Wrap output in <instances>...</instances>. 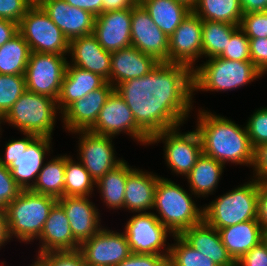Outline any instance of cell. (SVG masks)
Here are the masks:
<instances>
[{"label": "cell", "instance_id": "1", "mask_svg": "<svg viewBox=\"0 0 267 266\" xmlns=\"http://www.w3.org/2000/svg\"><path fill=\"white\" fill-rule=\"evenodd\" d=\"M133 113L137 126L151 139L164 130L183 126L193 109V70L159 62L147 75L115 87Z\"/></svg>", "mask_w": 267, "mask_h": 266}, {"label": "cell", "instance_id": "2", "mask_svg": "<svg viewBox=\"0 0 267 266\" xmlns=\"http://www.w3.org/2000/svg\"><path fill=\"white\" fill-rule=\"evenodd\" d=\"M199 109L195 128L202 141L203 154L214 158L224 166L226 163H233L250 168L254 148L246 126H239L231 119L204 108Z\"/></svg>", "mask_w": 267, "mask_h": 266}, {"label": "cell", "instance_id": "3", "mask_svg": "<svg viewBox=\"0 0 267 266\" xmlns=\"http://www.w3.org/2000/svg\"><path fill=\"white\" fill-rule=\"evenodd\" d=\"M189 192L168 178L157 181L153 210L158 215L154 214L173 235H180L203 220V206L198 208L192 199L196 196Z\"/></svg>", "mask_w": 267, "mask_h": 266}, {"label": "cell", "instance_id": "4", "mask_svg": "<svg viewBox=\"0 0 267 266\" xmlns=\"http://www.w3.org/2000/svg\"><path fill=\"white\" fill-rule=\"evenodd\" d=\"M56 202L52 196L22 190L5 210L11 240L26 244L37 240Z\"/></svg>", "mask_w": 267, "mask_h": 266}, {"label": "cell", "instance_id": "5", "mask_svg": "<svg viewBox=\"0 0 267 266\" xmlns=\"http://www.w3.org/2000/svg\"><path fill=\"white\" fill-rule=\"evenodd\" d=\"M259 183L251 178L243 185L220 195L203 207V220L217 230L257 220Z\"/></svg>", "mask_w": 267, "mask_h": 266}, {"label": "cell", "instance_id": "6", "mask_svg": "<svg viewBox=\"0 0 267 266\" xmlns=\"http://www.w3.org/2000/svg\"><path fill=\"white\" fill-rule=\"evenodd\" d=\"M52 139L24 133L23 138L6 142L5 155H0V163L8 167L22 190H30L35 184L46 155H50Z\"/></svg>", "mask_w": 267, "mask_h": 266}, {"label": "cell", "instance_id": "7", "mask_svg": "<svg viewBox=\"0 0 267 266\" xmlns=\"http://www.w3.org/2000/svg\"><path fill=\"white\" fill-rule=\"evenodd\" d=\"M260 77L263 73L251 61L208 58L193 70L194 91H232Z\"/></svg>", "mask_w": 267, "mask_h": 266}, {"label": "cell", "instance_id": "8", "mask_svg": "<svg viewBox=\"0 0 267 266\" xmlns=\"http://www.w3.org/2000/svg\"><path fill=\"white\" fill-rule=\"evenodd\" d=\"M61 115L57 101L26 90L2 118L0 124L13 125L21 133L52 138L56 119Z\"/></svg>", "mask_w": 267, "mask_h": 266}, {"label": "cell", "instance_id": "9", "mask_svg": "<svg viewBox=\"0 0 267 266\" xmlns=\"http://www.w3.org/2000/svg\"><path fill=\"white\" fill-rule=\"evenodd\" d=\"M18 32L31 52L67 55L69 40L41 6H31L18 24Z\"/></svg>", "mask_w": 267, "mask_h": 266}, {"label": "cell", "instance_id": "10", "mask_svg": "<svg viewBox=\"0 0 267 266\" xmlns=\"http://www.w3.org/2000/svg\"><path fill=\"white\" fill-rule=\"evenodd\" d=\"M179 130L180 126L155 134L149 145L162 141L165 164L174 174L186 177L203 153L202 141L196 129L184 133Z\"/></svg>", "mask_w": 267, "mask_h": 266}, {"label": "cell", "instance_id": "11", "mask_svg": "<svg viewBox=\"0 0 267 266\" xmlns=\"http://www.w3.org/2000/svg\"><path fill=\"white\" fill-rule=\"evenodd\" d=\"M131 253L169 255L168 235L174 236L153 212L136 213L124 229ZM165 250V251H164Z\"/></svg>", "mask_w": 267, "mask_h": 266}, {"label": "cell", "instance_id": "12", "mask_svg": "<svg viewBox=\"0 0 267 266\" xmlns=\"http://www.w3.org/2000/svg\"><path fill=\"white\" fill-rule=\"evenodd\" d=\"M65 56L31 52L24 74L26 90L57 101L68 63Z\"/></svg>", "mask_w": 267, "mask_h": 266}, {"label": "cell", "instance_id": "13", "mask_svg": "<svg viewBox=\"0 0 267 266\" xmlns=\"http://www.w3.org/2000/svg\"><path fill=\"white\" fill-rule=\"evenodd\" d=\"M89 131L114 138L124 132L141 145L149 146L150 143V138L137 126L132 111L115 90L108 97Z\"/></svg>", "mask_w": 267, "mask_h": 266}, {"label": "cell", "instance_id": "14", "mask_svg": "<svg viewBox=\"0 0 267 266\" xmlns=\"http://www.w3.org/2000/svg\"><path fill=\"white\" fill-rule=\"evenodd\" d=\"M71 133L79 135L77 159L79 158L95 182L124 161L123 158L116 157L117 152L112 143L114 137L95 134L89 130Z\"/></svg>", "mask_w": 267, "mask_h": 266}, {"label": "cell", "instance_id": "15", "mask_svg": "<svg viewBox=\"0 0 267 266\" xmlns=\"http://www.w3.org/2000/svg\"><path fill=\"white\" fill-rule=\"evenodd\" d=\"M86 266H117L130 254L124 232L102 227L92 238L80 244Z\"/></svg>", "mask_w": 267, "mask_h": 266}, {"label": "cell", "instance_id": "16", "mask_svg": "<svg viewBox=\"0 0 267 266\" xmlns=\"http://www.w3.org/2000/svg\"><path fill=\"white\" fill-rule=\"evenodd\" d=\"M131 46L158 62L169 63V36L159 29L141 4L131 8Z\"/></svg>", "mask_w": 267, "mask_h": 266}, {"label": "cell", "instance_id": "17", "mask_svg": "<svg viewBox=\"0 0 267 266\" xmlns=\"http://www.w3.org/2000/svg\"><path fill=\"white\" fill-rule=\"evenodd\" d=\"M203 20L191 11L174 33L169 36V63L182 64L195 69L202 58Z\"/></svg>", "mask_w": 267, "mask_h": 266}, {"label": "cell", "instance_id": "18", "mask_svg": "<svg viewBox=\"0 0 267 266\" xmlns=\"http://www.w3.org/2000/svg\"><path fill=\"white\" fill-rule=\"evenodd\" d=\"M114 90L115 87L106 82L102 87L70 104L59 116L62 118L65 131L71 133L79 130H89L97 121L100 110Z\"/></svg>", "mask_w": 267, "mask_h": 266}, {"label": "cell", "instance_id": "19", "mask_svg": "<svg viewBox=\"0 0 267 266\" xmlns=\"http://www.w3.org/2000/svg\"><path fill=\"white\" fill-rule=\"evenodd\" d=\"M89 197L63 196L57 199L69 220L73 237L79 244L92 238L102 228L101 213Z\"/></svg>", "mask_w": 267, "mask_h": 266}, {"label": "cell", "instance_id": "20", "mask_svg": "<svg viewBox=\"0 0 267 266\" xmlns=\"http://www.w3.org/2000/svg\"><path fill=\"white\" fill-rule=\"evenodd\" d=\"M93 35L112 53L131 46V8L102 12L95 17Z\"/></svg>", "mask_w": 267, "mask_h": 266}, {"label": "cell", "instance_id": "21", "mask_svg": "<svg viewBox=\"0 0 267 266\" xmlns=\"http://www.w3.org/2000/svg\"><path fill=\"white\" fill-rule=\"evenodd\" d=\"M40 6L69 42L93 34L95 16L90 12L70 6L65 0H45Z\"/></svg>", "mask_w": 267, "mask_h": 266}, {"label": "cell", "instance_id": "22", "mask_svg": "<svg viewBox=\"0 0 267 266\" xmlns=\"http://www.w3.org/2000/svg\"><path fill=\"white\" fill-rule=\"evenodd\" d=\"M68 55L71 65L98 74L109 82L111 53L104 50L93 34L71 40Z\"/></svg>", "mask_w": 267, "mask_h": 266}, {"label": "cell", "instance_id": "23", "mask_svg": "<svg viewBox=\"0 0 267 266\" xmlns=\"http://www.w3.org/2000/svg\"><path fill=\"white\" fill-rule=\"evenodd\" d=\"M38 239L40 245L36 255L51 251H76L80 247L73 237L64 209L58 202L51 208Z\"/></svg>", "mask_w": 267, "mask_h": 266}, {"label": "cell", "instance_id": "24", "mask_svg": "<svg viewBox=\"0 0 267 266\" xmlns=\"http://www.w3.org/2000/svg\"><path fill=\"white\" fill-rule=\"evenodd\" d=\"M179 236L218 266H236V261L222 243L219 231L204 220L186 229Z\"/></svg>", "mask_w": 267, "mask_h": 266}, {"label": "cell", "instance_id": "25", "mask_svg": "<svg viewBox=\"0 0 267 266\" xmlns=\"http://www.w3.org/2000/svg\"><path fill=\"white\" fill-rule=\"evenodd\" d=\"M158 63L153 56L133 46L112 52L109 83L116 87L130 79L140 78L149 74Z\"/></svg>", "mask_w": 267, "mask_h": 266}, {"label": "cell", "instance_id": "26", "mask_svg": "<svg viewBox=\"0 0 267 266\" xmlns=\"http://www.w3.org/2000/svg\"><path fill=\"white\" fill-rule=\"evenodd\" d=\"M153 172L134 168L128 173L125 186L124 209L132 213H146L153 210L157 181Z\"/></svg>", "mask_w": 267, "mask_h": 266}, {"label": "cell", "instance_id": "27", "mask_svg": "<svg viewBox=\"0 0 267 266\" xmlns=\"http://www.w3.org/2000/svg\"><path fill=\"white\" fill-rule=\"evenodd\" d=\"M106 82L100 75L73 66L68 62L57 100L59 111L62 113L74 101L102 87Z\"/></svg>", "mask_w": 267, "mask_h": 266}, {"label": "cell", "instance_id": "28", "mask_svg": "<svg viewBox=\"0 0 267 266\" xmlns=\"http://www.w3.org/2000/svg\"><path fill=\"white\" fill-rule=\"evenodd\" d=\"M218 231L223 245L235 261L264 240V232L257 220H248Z\"/></svg>", "mask_w": 267, "mask_h": 266}, {"label": "cell", "instance_id": "29", "mask_svg": "<svg viewBox=\"0 0 267 266\" xmlns=\"http://www.w3.org/2000/svg\"><path fill=\"white\" fill-rule=\"evenodd\" d=\"M224 168L225 166L219 161L202 153L186 176L189 191L198 198L212 195L214 191L216 192Z\"/></svg>", "mask_w": 267, "mask_h": 266}, {"label": "cell", "instance_id": "30", "mask_svg": "<svg viewBox=\"0 0 267 266\" xmlns=\"http://www.w3.org/2000/svg\"><path fill=\"white\" fill-rule=\"evenodd\" d=\"M140 4L167 36H171L182 20L192 11L183 3L175 0H141Z\"/></svg>", "mask_w": 267, "mask_h": 266}, {"label": "cell", "instance_id": "31", "mask_svg": "<svg viewBox=\"0 0 267 266\" xmlns=\"http://www.w3.org/2000/svg\"><path fill=\"white\" fill-rule=\"evenodd\" d=\"M132 169L124 160L96 182L101 200L108 209H124L125 186L128 173Z\"/></svg>", "mask_w": 267, "mask_h": 266}, {"label": "cell", "instance_id": "32", "mask_svg": "<svg viewBox=\"0 0 267 266\" xmlns=\"http://www.w3.org/2000/svg\"><path fill=\"white\" fill-rule=\"evenodd\" d=\"M45 162L30 190L59 199L64 196L66 155L55 156Z\"/></svg>", "mask_w": 267, "mask_h": 266}, {"label": "cell", "instance_id": "33", "mask_svg": "<svg viewBox=\"0 0 267 266\" xmlns=\"http://www.w3.org/2000/svg\"><path fill=\"white\" fill-rule=\"evenodd\" d=\"M192 11L203 21L240 25L243 11L239 0H198Z\"/></svg>", "mask_w": 267, "mask_h": 266}, {"label": "cell", "instance_id": "34", "mask_svg": "<svg viewBox=\"0 0 267 266\" xmlns=\"http://www.w3.org/2000/svg\"><path fill=\"white\" fill-rule=\"evenodd\" d=\"M30 54L28 43L18 33L0 47V74L24 75Z\"/></svg>", "mask_w": 267, "mask_h": 266}, {"label": "cell", "instance_id": "35", "mask_svg": "<svg viewBox=\"0 0 267 266\" xmlns=\"http://www.w3.org/2000/svg\"><path fill=\"white\" fill-rule=\"evenodd\" d=\"M239 26L225 22L203 21L202 58L219 57L226 49L231 34Z\"/></svg>", "mask_w": 267, "mask_h": 266}, {"label": "cell", "instance_id": "36", "mask_svg": "<svg viewBox=\"0 0 267 266\" xmlns=\"http://www.w3.org/2000/svg\"><path fill=\"white\" fill-rule=\"evenodd\" d=\"M96 182L81 162L66 154L64 196H90Z\"/></svg>", "mask_w": 267, "mask_h": 266}, {"label": "cell", "instance_id": "37", "mask_svg": "<svg viewBox=\"0 0 267 266\" xmlns=\"http://www.w3.org/2000/svg\"><path fill=\"white\" fill-rule=\"evenodd\" d=\"M170 244L169 266H218L210 258L189 246L179 235Z\"/></svg>", "mask_w": 267, "mask_h": 266}, {"label": "cell", "instance_id": "38", "mask_svg": "<svg viewBox=\"0 0 267 266\" xmlns=\"http://www.w3.org/2000/svg\"><path fill=\"white\" fill-rule=\"evenodd\" d=\"M25 91V75L0 74V116L2 118Z\"/></svg>", "mask_w": 267, "mask_h": 266}, {"label": "cell", "instance_id": "39", "mask_svg": "<svg viewBox=\"0 0 267 266\" xmlns=\"http://www.w3.org/2000/svg\"><path fill=\"white\" fill-rule=\"evenodd\" d=\"M219 57L232 61H251L249 38L240 27L231 34L226 49Z\"/></svg>", "mask_w": 267, "mask_h": 266}, {"label": "cell", "instance_id": "40", "mask_svg": "<svg viewBox=\"0 0 267 266\" xmlns=\"http://www.w3.org/2000/svg\"><path fill=\"white\" fill-rule=\"evenodd\" d=\"M39 266H86L82 253L76 251H51L36 255Z\"/></svg>", "mask_w": 267, "mask_h": 266}, {"label": "cell", "instance_id": "41", "mask_svg": "<svg viewBox=\"0 0 267 266\" xmlns=\"http://www.w3.org/2000/svg\"><path fill=\"white\" fill-rule=\"evenodd\" d=\"M248 118L245 126L252 147L267 143V107L258 108Z\"/></svg>", "mask_w": 267, "mask_h": 266}, {"label": "cell", "instance_id": "42", "mask_svg": "<svg viewBox=\"0 0 267 266\" xmlns=\"http://www.w3.org/2000/svg\"><path fill=\"white\" fill-rule=\"evenodd\" d=\"M22 189L16 183L8 167L0 163V210L5 211Z\"/></svg>", "mask_w": 267, "mask_h": 266}, {"label": "cell", "instance_id": "43", "mask_svg": "<svg viewBox=\"0 0 267 266\" xmlns=\"http://www.w3.org/2000/svg\"><path fill=\"white\" fill-rule=\"evenodd\" d=\"M239 27L248 38H267V17L262 12L243 14Z\"/></svg>", "mask_w": 267, "mask_h": 266}, {"label": "cell", "instance_id": "44", "mask_svg": "<svg viewBox=\"0 0 267 266\" xmlns=\"http://www.w3.org/2000/svg\"><path fill=\"white\" fill-rule=\"evenodd\" d=\"M31 6L27 0H0V19L19 24Z\"/></svg>", "mask_w": 267, "mask_h": 266}, {"label": "cell", "instance_id": "45", "mask_svg": "<svg viewBox=\"0 0 267 266\" xmlns=\"http://www.w3.org/2000/svg\"><path fill=\"white\" fill-rule=\"evenodd\" d=\"M169 255L131 253L117 266H169Z\"/></svg>", "mask_w": 267, "mask_h": 266}, {"label": "cell", "instance_id": "46", "mask_svg": "<svg viewBox=\"0 0 267 266\" xmlns=\"http://www.w3.org/2000/svg\"><path fill=\"white\" fill-rule=\"evenodd\" d=\"M251 62L267 74V38H249Z\"/></svg>", "mask_w": 267, "mask_h": 266}, {"label": "cell", "instance_id": "47", "mask_svg": "<svg viewBox=\"0 0 267 266\" xmlns=\"http://www.w3.org/2000/svg\"><path fill=\"white\" fill-rule=\"evenodd\" d=\"M236 266H267V241L264 239L237 261Z\"/></svg>", "mask_w": 267, "mask_h": 266}, {"label": "cell", "instance_id": "48", "mask_svg": "<svg viewBox=\"0 0 267 266\" xmlns=\"http://www.w3.org/2000/svg\"><path fill=\"white\" fill-rule=\"evenodd\" d=\"M253 179L259 182H267V143L254 147L253 151Z\"/></svg>", "mask_w": 267, "mask_h": 266}, {"label": "cell", "instance_id": "49", "mask_svg": "<svg viewBox=\"0 0 267 266\" xmlns=\"http://www.w3.org/2000/svg\"><path fill=\"white\" fill-rule=\"evenodd\" d=\"M257 221L265 232L267 230V182L259 183Z\"/></svg>", "mask_w": 267, "mask_h": 266}, {"label": "cell", "instance_id": "50", "mask_svg": "<svg viewBox=\"0 0 267 266\" xmlns=\"http://www.w3.org/2000/svg\"><path fill=\"white\" fill-rule=\"evenodd\" d=\"M70 6L81 8L95 17L102 13V0H65Z\"/></svg>", "mask_w": 267, "mask_h": 266}, {"label": "cell", "instance_id": "51", "mask_svg": "<svg viewBox=\"0 0 267 266\" xmlns=\"http://www.w3.org/2000/svg\"><path fill=\"white\" fill-rule=\"evenodd\" d=\"M18 24L5 19H0V47L18 34Z\"/></svg>", "mask_w": 267, "mask_h": 266}, {"label": "cell", "instance_id": "52", "mask_svg": "<svg viewBox=\"0 0 267 266\" xmlns=\"http://www.w3.org/2000/svg\"><path fill=\"white\" fill-rule=\"evenodd\" d=\"M140 2L141 0H102V12L132 8Z\"/></svg>", "mask_w": 267, "mask_h": 266}, {"label": "cell", "instance_id": "53", "mask_svg": "<svg viewBox=\"0 0 267 266\" xmlns=\"http://www.w3.org/2000/svg\"><path fill=\"white\" fill-rule=\"evenodd\" d=\"M243 14L267 10V0H239Z\"/></svg>", "mask_w": 267, "mask_h": 266}, {"label": "cell", "instance_id": "54", "mask_svg": "<svg viewBox=\"0 0 267 266\" xmlns=\"http://www.w3.org/2000/svg\"><path fill=\"white\" fill-rule=\"evenodd\" d=\"M11 238L9 236L6 213L0 210V248L7 242H10Z\"/></svg>", "mask_w": 267, "mask_h": 266}, {"label": "cell", "instance_id": "55", "mask_svg": "<svg viewBox=\"0 0 267 266\" xmlns=\"http://www.w3.org/2000/svg\"><path fill=\"white\" fill-rule=\"evenodd\" d=\"M175 1L183 3L192 10L195 7L198 0H175Z\"/></svg>", "mask_w": 267, "mask_h": 266}, {"label": "cell", "instance_id": "56", "mask_svg": "<svg viewBox=\"0 0 267 266\" xmlns=\"http://www.w3.org/2000/svg\"><path fill=\"white\" fill-rule=\"evenodd\" d=\"M32 6H40L45 0H27Z\"/></svg>", "mask_w": 267, "mask_h": 266}, {"label": "cell", "instance_id": "57", "mask_svg": "<svg viewBox=\"0 0 267 266\" xmlns=\"http://www.w3.org/2000/svg\"><path fill=\"white\" fill-rule=\"evenodd\" d=\"M33 264H31L30 266H39L35 261L34 262H32ZM1 264H2V266H4V261L2 262L1 261Z\"/></svg>", "mask_w": 267, "mask_h": 266}, {"label": "cell", "instance_id": "58", "mask_svg": "<svg viewBox=\"0 0 267 266\" xmlns=\"http://www.w3.org/2000/svg\"><path fill=\"white\" fill-rule=\"evenodd\" d=\"M264 239L267 241V230L264 232Z\"/></svg>", "mask_w": 267, "mask_h": 266}, {"label": "cell", "instance_id": "59", "mask_svg": "<svg viewBox=\"0 0 267 266\" xmlns=\"http://www.w3.org/2000/svg\"><path fill=\"white\" fill-rule=\"evenodd\" d=\"M267 17V10L262 12Z\"/></svg>", "mask_w": 267, "mask_h": 266}, {"label": "cell", "instance_id": "60", "mask_svg": "<svg viewBox=\"0 0 267 266\" xmlns=\"http://www.w3.org/2000/svg\"><path fill=\"white\" fill-rule=\"evenodd\" d=\"M2 129H3V128H1V124H0V135H2V134H1V133H2V132H1V131H2ZM0 138H1V136H0Z\"/></svg>", "mask_w": 267, "mask_h": 266}]
</instances>
